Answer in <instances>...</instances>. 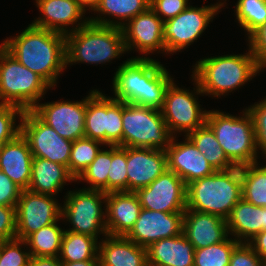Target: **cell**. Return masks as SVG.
I'll list each match as a JSON object with an SVG mask.
<instances>
[{
	"mask_svg": "<svg viewBox=\"0 0 266 266\" xmlns=\"http://www.w3.org/2000/svg\"><path fill=\"white\" fill-rule=\"evenodd\" d=\"M0 45L52 89L66 69L65 34L29 24L20 34L7 37Z\"/></svg>",
	"mask_w": 266,
	"mask_h": 266,
	"instance_id": "1",
	"label": "cell"
},
{
	"mask_svg": "<svg viewBox=\"0 0 266 266\" xmlns=\"http://www.w3.org/2000/svg\"><path fill=\"white\" fill-rule=\"evenodd\" d=\"M113 98L161 110L165 92L174 78L161 62L147 56L125 60L114 72Z\"/></svg>",
	"mask_w": 266,
	"mask_h": 266,
	"instance_id": "2",
	"label": "cell"
},
{
	"mask_svg": "<svg viewBox=\"0 0 266 266\" xmlns=\"http://www.w3.org/2000/svg\"><path fill=\"white\" fill-rule=\"evenodd\" d=\"M192 67V76L198 81L203 94L217 98L243 87L264 71L250 49L244 54L206 57Z\"/></svg>",
	"mask_w": 266,
	"mask_h": 266,
	"instance_id": "3",
	"label": "cell"
},
{
	"mask_svg": "<svg viewBox=\"0 0 266 266\" xmlns=\"http://www.w3.org/2000/svg\"><path fill=\"white\" fill-rule=\"evenodd\" d=\"M241 199V170L235 166L189 183L186 209L206 212L227 220Z\"/></svg>",
	"mask_w": 266,
	"mask_h": 266,
	"instance_id": "4",
	"label": "cell"
},
{
	"mask_svg": "<svg viewBox=\"0 0 266 266\" xmlns=\"http://www.w3.org/2000/svg\"><path fill=\"white\" fill-rule=\"evenodd\" d=\"M125 53L121 28L88 22L65 35L66 68L74 63L105 65Z\"/></svg>",
	"mask_w": 266,
	"mask_h": 266,
	"instance_id": "5",
	"label": "cell"
},
{
	"mask_svg": "<svg viewBox=\"0 0 266 266\" xmlns=\"http://www.w3.org/2000/svg\"><path fill=\"white\" fill-rule=\"evenodd\" d=\"M241 114L238 117L213 109L206 116V123L214 131L225 155L239 167L256 163L260 157L252 116L246 108Z\"/></svg>",
	"mask_w": 266,
	"mask_h": 266,
	"instance_id": "6",
	"label": "cell"
},
{
	"mask_svg": "<svg viewBox=\"0 0 266 266\" xmlns=\"http://www.w3.org/2000/svg\"><path fill=\"white\" fill-rule=\"evenodd\" d=\"M52 87L0 45V104L30 111Z\"/></svg>",
	"mask_w": 266,
	"mask_h": 266,
	"instance_id": "7",
	"label": "cell"
},
{
	"mask_svg": "<svg viewBox=\"0 0 266 266\" xmlns=\"http://www.w3.org/2000/svg\"><path fill=\"white\" fill-rule=\"evenodd\" d=\"M122 147L166 150L173 137L161 110L122 102Z\"/></svg>",
	"mask_w": 266,
	"mask_h": 266,
	"instance_id": "8",
	"label": "cell"
},
{
	"mask_svg": "<svg viewBox=\"0 0 266 266\" xmlns=\"http://www.w3.org/2000/svg\"><path fill=\"white\" fill-rule=\"evenodd\" d=\"M106 196L107 194L103 191L90 190L85 187L74 191L69 190L64 197L61 219L68 221L72 227L65 230L87 234L97 240L100 239L101 234L105 237L108 234Z\"/></svg>",
	"mask_w": 266,
	"mask_h": 266,
	"instance_id": "9",
	"label": "cell"
},
{
	"mask_svg": "<svg viewBox=\"0 0 266 266\" xmlns=\"http://www.w3.org/2000/svg\"><path fill=\"white\" fill-rule=\"evenodd\" d=\"M190 78L195 85L193 91L178 87L173 80L165 92L161 113L172 136L181 135V132L186 136L206 123L208 110L200 108L197 96H204V94L198 81L192 75Z\"/></svg>",
	"mask_w": 266,
	"mask_h": 266,
	"instance_id": "10",
	"label": "cell"
},
{
	"mask_svg": "<svg viewBox=\"0 0 266 266\" xmlns=\"http://www.w3.org/2000/svg\"><path fill=\"white\" fill-rule=\"evenodd\" d=\"M122 101L99 89L86 96L85 137L107 145L122 146Z\"/></svg>",
	"mask_w": 266,
	"mask_h": 266,
	"instance_id": "11",
	"label": "cell"
},
{
	"mask_svg": "<svg viewBox=\"0 0 266 266\" xmlns=\"http://www.w3.org/2000/svg\"><path fill=\"white\" fill-rule=\"evenodd\" d=\"M218 0L211 5L193 7L189 5L177 16L163 22V40L165 42L166 54H176L188 48L213 21L214 16L220 13L227 0Z\"/></svg>",
	"mask_w": 266,
	"mask_h": 266,
	"instance_id": "12",
	"label": "cell"
},
{
	"mask_svg": "<svg viewBox=\"0 0 266 266\" xmlns=\"http://www.w3.org/2000/svg\"><path fill=\"white\" fill-rule=\"evenodd\" d=\"M21 134L28 141L33 157L44 158L68 167L73 142L44 123L32 110L24 111Z\"/></svg>",
	"mask_w": 266,
	"mask_h": 266,
	"instance_id": "13",
	"label": "cell"
},
{
	"mask_svg": "<svg viewBox=\"0 0 266 266\" xmlns=\"http://www.w3.org/2000/svg\"><path fill=\"white\" fill-rule=\"evenodd\" d=\"M62 205L54 196L22 190L16 205V238L25 240L41 228L61 220Z\"/></svg>",
	"mask_w": 266,
	"mask_h": 266,
	"instance_id": "14",
	"label": "cell"
},
{
	"mask_svg": "<svg viewBox=\"0 0 266 266\" xmlns=\"http://www.w3.org/2000/svg\"><path fill=\"white\" fill-rule=\"evenodd\" d=\"M142 208L166 213H184L187 185L173 171L166 170L151 184L136 191Z\"/></svg>",
	"mask_w": 266,
	"mask_h": 266,
	"instance_id": "15",
	"label": "cell"
},
{
	"mask_svg": "<svg viewBox=\"0 0 266 266\" xmlns=\"http://www.w3.org/2000/svg\"><path fill=\"white\" fill-rule=\"evenodd\" d=\"M32 111L59 136L69 141L85 137L86 97L81 101L38 103Z\"/></svg>",
	"mask_w": 266,
	"mask_h": 266,
	"instance_id": "16",
	"label": "cell"
},
{
	"mask_svg": "<svg viewBox=\"0 0 266 266\" xmlns=\"http://www.w3.org/2000/svg\"><path fill=\"white\" fill-rule=\"evenodd\" d=\"M126 52L136 50L144 55L164 53L163 21L149 8L129 20L122 28Z\"/></svg>",
	"mask_w": 266,
	"mask_h": 266,
	"instance_id": "17",
	"label": "cell"
},
{
	"mask_svg": "<svg viewBox=\"0 0 266 266\" xmlns=\"http://www.w3.org/2000/svg\"><path fill=\"white\" fill-rule=\"evenodd\" d=\"M184 213L156 212L142 208L139 218L126 237L139 246L147 248L161 239L183 233Z\"/></svg>",
	"mask_w": 266,
	"mask_h": 266,
	"instance_id": "18",
	"label": "cell"
},
{
	"mask_svg": "<svg viewBox=\"0 0 266 266\" xmlns=\"http://www.w3.org/2000/svg\"><path fill=\"white\" fill-rule=\"evenodd\" d=\"M35 3L41 16L31 23L34 26L66 35L89 22V16H85L76 0H35Z\"/></svg>",
	"mask_w": 266,
	"mask_h": 266,
	"instance_id": "19",
	"label": "cell"
},
{
	"mask_svg": "<svg viewBox=\"0 0 266 266\" xmlns=\"http://www.w3.org/2000/svg\"><path fill=\"white\" fill-rule=\"evenodd\" d=\"M178 137L173 136L167 154L168 170L176 173L186 185L194 180L212 175L215 169L208 163L194 143L184 135L185 140L177 142Z\"/></svg>",
	"mask_w": 266,
	"mask_h": 266,
	"instance_id": "20",
	"label": "cell"
},
{
	"mask_svg": "<svg viewBox=\"0 0 266 266\" xmlns=\"http://www.w3.org/2000/svg\"><path fill=\"white\" fill-rule=\"evenodd\" d=\"M126 164L131 192L148 186L168 169L166 151L160 149L127 147Z\"/></svg>",
	"mask_w": 266,
	"mask_h": 266,
	"instance_id": "21",
	"label": "cell"
},
{
	"mask_svg": "<svg viewBox=\"0 0 266 266\" xmlns=\"http://www.w3.org/2000/svg\"><path fill=\"white\" fill-rule=\"evenodd\" d=\"M183 234L194 249L221 243L230 236L227 221L223 218L189 209L184 212Z\"/></svg>",
	"mask_w": 266,
	"mask_h": 266,
	"instance_id": "22",
	"label": "cell"
},
{
	"mask_svg": "<svg viewBox=\"0 0 266 266\" xmlns=\"http://www.w3.org/2000/svg\"><path fill=\"white\" fill-rule=\"evenodd\" d=\"M142 207L136 192H110L106 196L108 235L126 236L139 218Z\"/></svg>",
	"mask_w": 266,
	"mask_h": 266,
	"instance_id": "23",
	"label": "cell"
},
{
	"mask_svg": "<svg viewBox=\"0 0 266 266\" xmlns=\"http://www.w3.org/2000/svg\"><path fill=\"white\" fill-rule=\"evenodd\" d=\"M33 156L28 141L20 133L4 143L0 152V170L22 190L29 187Z\"/></svg>",
	"mask_w": 266,
	"mask_h": 266,
	"instance_id": "24",
	"label": "cell"
},
{
	"mask_svg": "<svg viewBox=\"0 0 266 266\" xmlns=\"http://www.w3.org/2000/svg\"><path fill=\"white\" fill-rule=\"evenodd\" d=\"M99 266H148L147 250L126 236L106 235L98 244Z\"/></svg>",
	"mask_w": 266,
	"mask_h": 266,
	"instance_id": "25",
	"label": "cell"
},
{
	"mask_svg": "<svg viewBox=\"0 0 266 266\" xmlns=\"http://www.w3.org/2000/svg\"><path fill=\"white\" fill-rule=\"evenodd\" d=\"M148 266H194V246L185 235L161 239L147 248Z\"/></svg>",
	"mask_w": 266,
	"mask_h": 266,
	"instance_id": "26",
	"label": "cell"
},
{
	"mask_svg": "<svg viewBox=\"0 0 266 266\" xmlns=\"http://www.w3.org/2000/svg\"><path fill=\"white\" fill-rule=\"evenodd\" d=\"M66 182H76L68 167L44 158L33 157L28 190L56 197Z\"/></svg>",
	"mask_w": 266,
	"mask_h": 266,
	"instance_id": "27",
	"label": "cell"
},
{
	"mask_svg": "<svg viewBox=\"0 0 266 266\" xmlns=\"http://www.w3.org/2000/svg\"><path fill=\"white\" fill-rule=\"evenodd\" d=\"M226 221L229 235L240 243H248L264 231L263 207L255 206L242 198Z\"/></svg>",
	"mask_w": 266,
	"mask_h": 266,
	"instance_id": "28",
	"label": "cell"
},
{
	"mask_svg": "<svg viewBox=\"0 0 266 266\" xmlns=\"http://www.w3.org/2000/svg\"><path fill=\"white\" fill-rule=\"evenodd\" d=\"M151 0H100L98 7L94 11L96 17H90L89 22L122 28L129 20L150 8ZM113 17L110 19L105 18ZM104 16V17H102ZM117 19V20H116Z\"/></svg>",
	"mask_w": 266,
	"mask_h": 266,
	"instance_id": "29",
	"label": "cell"
},
{
	"mask_svg": "<svg viewBox=\"0 0 266 266\" xmlns=\"http://www.w3.org/2000/svg\"><path fill=\"white\" fill-rule=\"evenodd\" d=\"M186 136L204 154V158L215 171H224L235 167L225 155L224 150L217 141L214 131L207 123L188 133Z\"/></svg>",
	"mask_w": 266,
	"mask_h": 266,
	"instance_id": "30",
	"label": "cell"
},
{
	"mask_svg": "<svg viewBox=\"0 0 266 266\" xmlns=\"http://www.w3.org/2000/svg\"><path fill=\"white\" fill-rule=\"evenodd\" d=\"M99 241L87 234L64 231L59 259L62 262H78L98 259Z\"/></svg>",
	"mask_w": 266,
	"mask_h": 266,
	"instance_id": "31",
	"label": "cell"
},
{
	"mask_svg": "<svg viewBox=\"0 0 266 266\" xmlns=\"http://www.w3.org/2000/svg\"><path fill=\"white\" fill-rule=\"evenodd\" d=\"M65 228L57 222L41 228L29 235L25 242L31 256L59 257Z\"/></svg>",
	"mask_w": 266,
	"mask_h": 266,
	"instance_id": "32",
	"label": "cell"
},
{
	"mask_svg": "<svg viewBox=\"0 0 266 266\" xmlns=\"http://www.w3.org/2000/svg\"><path fill=\"white\" fill-rule=\"evenodd\" d=\"M259 162L240 166L242 198L258 207H266V165Z\"/></svg>",
	"mask_w": 266,
	"mask_h": 266,
	"instance_id": "33",
	"label": "cell"
},
{
	"mask_svg": "<svg viewBox=\"0 0 266 266\" xmlns=\"http://www.w3.org/2000/svg\"><path fill=\"white\" fill-rule=\"evenodd\" d=\"M107 147L109 148H101L93 162L76 179V182L84 181L89 184L90 186L86 189L103 191L106 194L108 193V172L112 162V145Z\"/></svg>",
	"mask_w": 266,
	"mask_h": 266,
	"instance_id": "34",
	"label": "cell"
},
{
	"mask_svg": "<svg viewBox=\"0 0 266 266\" xmlns=\"http://www.w3.org/2000/svg\"><path fill=\"white\" fill-rule=\"evenodd\" d=\"M103 146L106 145L101 141L86 137L73 141L69 159L70 174L77 179L93 162Z\"/></svg>",
	"mask_w": 266,
	"mask_h": 266,
	"instance_id": "35",
	"label": "cell"
},
{
	"mask_svg": "<svg viewBox=\"0 0 266 266\" xmlns=\"http://www.w3.org/2000/svg\"><path fill=\"white\" fill-rule=\"evenodd\" d=\"M234 8L235 20L247 36L266 22V0H237Z\"/></svg>",
	"mask_w": 266,
	"mask_h": 266,
	"instance_id": "36",
	"label": "cell"
},
{
	"mask_svg": "<svg viewBox=\"0 0 266 266\" xmlns=\"http://www.w3.org/2000/svg\"><path fill=\"white\" fill-rule=\"evenodd\" d=\"M239 243L229 236L221 243L195 249L194 266H229L231 254Z\"/></svg>",
	"mask_w": 266,
	"mask_h": 266,
	"instance_id": "37",
	"label": "cell"
},
{
	"mask_svg": "<svg viewBox=\"0 0 266 266\" xmlns=\"http://www.w3.org/2000/svg\"><path fill=\"white\" fill-rule=\"evenodd\" d=\"M127 147L112 145V162L108 172V193L128 191Z\"/></svg>",
	"mask_w": 266,
	"mask_h": 266,
	"instance_id": "38",
	"label": "cell"
},
{
	"mask_svg": "<svg viewBox=\"0 0 266 266\" xmlns=\"http://www.w3.org/2000/svg\"><path fill=\"white\" fill-rule=\"evenodd\" d=\"M30 257L25 240L14 238L0 243V266H28Z\"/></svg>",
	"mask_w": 266,
	"mask_h": 266,
	"instance_id": "39",
	"label": "cell"
},
{
	"mask_svg": "<svg viewBox=\"0 0 266 266\" xmlns=\"http://www.w3.org/2000/svg\"><path fill=\"white\" fill-rule=\"evenodd\" d=\"M24 111L13 105L0 104V144L12 141L21 133L20 122Z\"/></svg>",
	"mask_w": 266,
	"mask_h": 266,
	"instance_id": "40",
	"label": "cell"
},
{
	"mask_svg": "<svg viewBox=\"0 0 266 266\" xmlns=\"http://www.w3.org/2000/svg\"><path fill=\"white\" fill-rule=\"evenodd\" d=\"M246 109L253 119L257 150L262 151L260 154L266 159V96Z\"/></svg>",
	"mask_w": 266,
	"mask_h": 266,
	"instance_id": "41",
	"label": "cell"
},
{
	"mask_svg": "<svg viewBox=\"0 0 266 266\" xmlns=\"http://www.w3.org/2000/svg\"><path fill=\"white\" fill-rule=\"evenodd\" d=\"M229 266H266L265 261L248 243H239L233 250Z\"/></svg>",
	"mask_w": 266,
	"mask_h": 266,
	"instance_id": "42",
	"label": "cell"
},
{
	"mask_svg": "<svg viewBox=\"0 0 266 266\" xmlns=\"http://www.w3.org/2000/svg\"><path fill=\"white\" fill-rule=\"evenodd\" d=\"M188 1L189 0H151L150 8L164 22L184 11L190 5Z\"/></svg>",
	"mask_w": 266,
	"mask_h": 266,
	"instance_id": "43",
	"label": "cell"
},
{
	"mask_svg": "<svg viewBox=\"0 0 266 266\" xmlns=\"http://www.w3.org/2000/svg\"><path fill=\"white\" fill-rule=\"evenodd\" d=\"M246 40L259 66L263 70L266 69V22L254 30Z\"/></svg>",
	"mask_w": 266,
	"mask_h": 266,
	"instance_id": "44",
	"label": "cell"
},
{
	"mask_svg": "<svg viewBox=\"0 0 266 266\" xmlns=\"http://www.w3.org/2000/svg\"><path fill=\"white\" fill-rule=\"evenodd\" d=\"M16 238V207L0 205V243Z\"/></svg>",
	"mask_w": 266,
	"mask_h": 266,
	"instance_id": "45",
	"label": "cell"
},
{
	"mask_svg": "<svg viewBox=\"0 0 266 266\" xmlns=\"http://www.w3.org/2000/svg\"><path fill=\"white\" fill-rule=\"evenodd\" d=\"M22 189L0 170V205L16 207Z\"/></svg>",
	"mask_w": 266,
	"mask_h": 266,
	"instance_id": "46",
	"label": "cell"
},
{
	"mask_svg": "<svg viewBox=\"0 0 266 266\" xmlns=\"http://www.w3.org/2000/svg\"><path fill=\"white\" fill-rule=\"evenodd\" d=\"M248 244L266 262V230L258 233Z\"/></svg>",
	"mask_w": 266,
	"mask_h": 266,
	"instance_id": "47",
	"label": "cell"
},
{
	"mask_svg": "<svg viewBox=\"0 0 266 266\" xmlns=\"http://www.w3.org/2000/svg\"><path fill=\"white\" fill-rule=\"evenodd\" d=\"M28 266H62L59 257L31 256Z\"/></svg>",
	"mask_w": 266,
	"mask_h": 266,
	"instance_id": "48",
	"label": "cell"
},
{
	"mask_svg": "<svg viewBox=\"0 0 266 266\" xmlns=\"http://www.w3.org/2000/svg\"><path fill=\"white\" fill-rule=\"evenodd\" d=\"M79 6L85 11L94 12L98 7L100 0H76Z\"/></svg>",
	"mask_w": 266,
	"mask_h": 266,
	"instance_id": "49",
	"label": "cell"
},
{
	"mask_svg": "<svg viewBox=\"0 0 266 266\" xmlns=\"http://www.w3.org/2000/svg\"><path fill=\"white\" fill-rule=\"evenodd\" d=\"M62 266H99V260H85L78 262H62Z\"/></svg>",
	"mask_w": 266,
	"mask_h": 266,
	"instance_id": "50",
	"label": "cell"
},
{
	"mask_svg": "<svg viewBox=\"0 0 266 266\" xmlns=\"http://www.w3.org/2000/svg\"><path fill=\"white\" fill-rule=\"evenodd\" d=\"M263 213H264V230H266V207H263Z\"/></svg>",
	"mask_w": 266,
	"mask_h": 266,
	"instance_id": "51",
	"label": "cell"
}]
</instances>
